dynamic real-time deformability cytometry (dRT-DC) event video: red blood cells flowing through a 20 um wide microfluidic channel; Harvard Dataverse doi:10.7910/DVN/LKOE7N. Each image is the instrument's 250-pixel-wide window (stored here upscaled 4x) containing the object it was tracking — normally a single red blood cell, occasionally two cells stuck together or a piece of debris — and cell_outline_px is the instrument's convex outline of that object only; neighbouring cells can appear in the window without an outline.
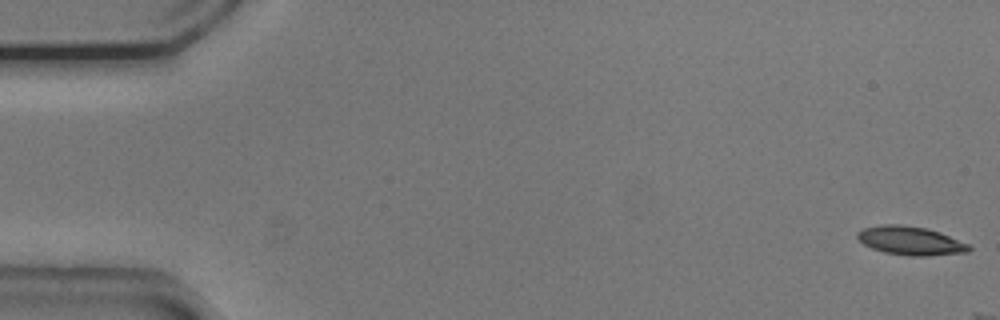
{"species": "common noctule bat (a hibernating species)", "species_latin": "Nyctalus noctula", "temperature_condition": "cold", "stored_images_in_passage": 5, "camera_frame_rate_fps": 3000, "um_per_image_px": 0.085, "animal": {"sex": "male", "body_mass_g": 20.5, "forearm_length_mm": 52.5}, "frame": {"image": 1, "passage_image": 1, "time_ms": 0.0, "image_size_px": [1000, 320], "cell_outline_px": [[972, 248], [968, 252], [928, 256], [908, 256], [884, 252], [872, 248], [864, 244], [856, 236], [856, 232], [864, 228], [884, 224], [900, 224], [928, 228], [940, 232], [968, 244]], "centroid_in_image_um": [77.39, 20.46], "position_along_channel_um": 7.6, "area_um2": 18.67}}